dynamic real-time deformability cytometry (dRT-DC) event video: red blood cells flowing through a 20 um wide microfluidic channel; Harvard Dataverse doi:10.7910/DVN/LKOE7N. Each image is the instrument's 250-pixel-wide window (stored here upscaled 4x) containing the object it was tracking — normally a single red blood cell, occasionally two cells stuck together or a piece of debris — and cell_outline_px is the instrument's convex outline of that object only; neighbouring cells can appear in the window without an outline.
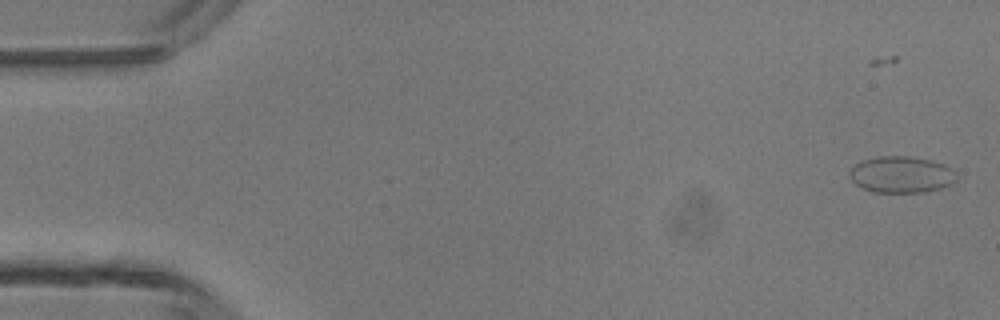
{"species": "common noctule bat (a hibernating species)", "species_latin": "Nyctalus noctula", "temperature_condition": "room temperature", "stored_images_in_passage": 4, "camera_frame_rate_fps": 3000, "um_per_image_px": 0.085, "animal": {"sex": "male", "body_mass_g": 13.3}, "frame": {"image": 1, "passage_image": 1, "time_ms": 0.0, "image_size_px": [1000, 320], "cell_outline_px": [[956, 180], [952, 184], [940, 188], [924, 192], [872, 192], [860, 188], [848, 176], [848, 172], [860, 160], [876, 156], [908, 156], [928, 160], [944, 164], [952, 168], [956, 172]], "centroid_in_image_um": [76.58, 14.84], "position_along_channel_um": 8.4, "area_um2": 22.95}}
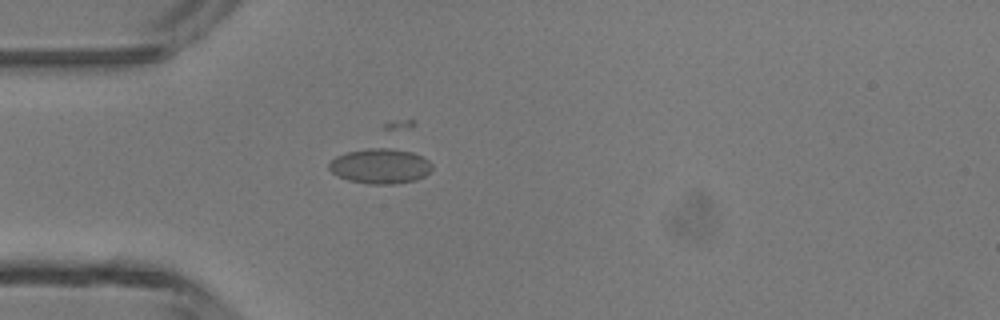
{"frame": {"image": 2, "passage_image": 4, "time_ms": 4.0, "image_size_px": [1000, 320], "cell_outline_px": [[432, 168], [424, 176], [416, 180], [396, 184], [368, 184], [348, 180], [332, 172], [328, 168], [328, 164], [336, 156], [348, 152], [368, 148], [388, 148], [412, 152], [428, 160], [432, 164]], "centroid_in_image_um": [32.32, 14.12], "position_along_channel_um": 52.7, "area_um2": 20.92}}